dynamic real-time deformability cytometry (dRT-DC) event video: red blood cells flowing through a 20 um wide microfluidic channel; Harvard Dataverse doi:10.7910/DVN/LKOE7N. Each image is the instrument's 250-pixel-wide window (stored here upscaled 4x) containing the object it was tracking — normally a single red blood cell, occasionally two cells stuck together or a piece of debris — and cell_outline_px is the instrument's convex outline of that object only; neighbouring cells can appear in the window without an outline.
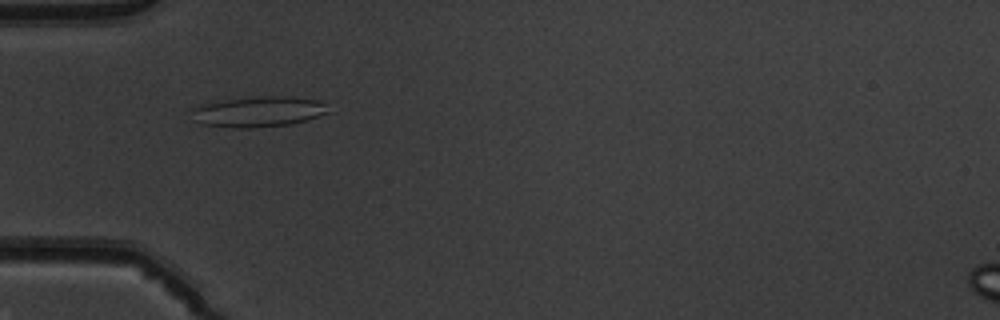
{"species": "common noctule bat (a hibernating species)", "species_latin": "Nyctalus noctula", "temperature_condition": "warm", "stored_images_in_passage": 51, "camera_frame_rate_fps": 3000, "um_per_image_px": 0.085, "animal": {"sex": "male", "body_mass_g": 19.5, "forearm_length_mm": 54.6}, "frame": {"image": 1, "passage_image": 17, "time_ms": 5.333, "image_size_px": [1000, 320], "cell_outline_px": [[336, 112], [308, 120], [292, 124], [252, 128], [232, 128], [200, 124], [196, 120], [192, 108], [204, 104], [224, 100], [260, 96], [288, 96], [316, 100], [324, 104]], "centroid_in_image_um": [22.08, 9.5], "position_along_channel_um": 62.9, "area_um2": 24.51}}
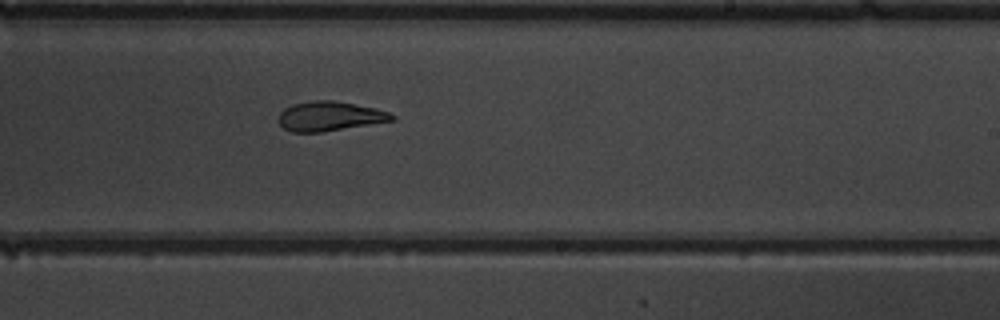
{"frame": {"image": 2, "passage_image": 32, "time_ms": 10.333, "image_size_px": [1000, 320], "cell_outline_px": [[396, 120], [320, 132], [292, 132], [284, 128], [280, 124], [280, 112], [284, 108], [292, 104], [312, 100], [332, 100], [376, 108], [388, 112], [396, 116]], "centroid_in_image_um": [28.03, 9.87], "position_along_channel_um": 261.0, "area_um2": 19.36}}
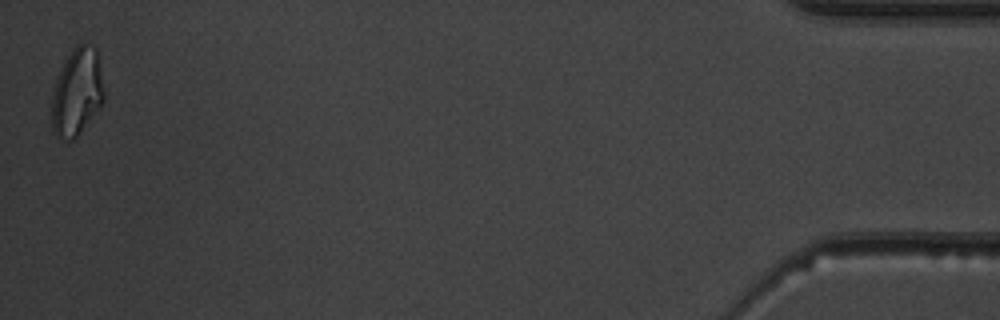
{"frame": {"image": 3, "passage_image": 51, "time_ms": 16.667, "image_size_px": [1000, 320], "cell_outline_px": [[104, 100], [76, 140], [68, 140], [56, 136], [52, 128], [52, 96], [56, 80], [72, 48], [76, 44], [84, 44], [96, 48], [104, 92]], "centroid_in_image_um": [6.54, 7.87], "position_along_channel_um": 428.7, "area_um2": 26.3}, "authors_computed_cell_mechanics": {"area_um2": 22.7154, "velocity_mm_per_s": 4.0177, "shape_relaxation_time_tau1_ms": 6.3139, "shape_relaxation_time_tau2_ms": 2.4525, "deformation_change_tau1": 0.1914, "deformation_change_tau2": 0.1042}}